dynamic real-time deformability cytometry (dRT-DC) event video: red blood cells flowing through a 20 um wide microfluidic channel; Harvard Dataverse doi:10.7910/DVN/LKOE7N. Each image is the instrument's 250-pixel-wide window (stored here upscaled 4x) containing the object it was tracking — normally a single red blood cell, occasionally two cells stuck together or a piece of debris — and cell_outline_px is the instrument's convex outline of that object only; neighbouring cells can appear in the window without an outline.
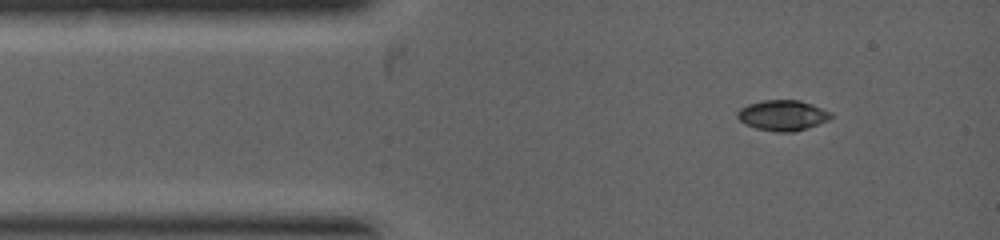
{"species": "common noctule bat (a hibernating species)", "species_latin": "Nyctalus noctula", "temperature_condition": "warm", "stored_images_in_passage": 10, "camera_frame_rate_fps": 5000, "um_per_image_px": 0.085, "animal": {"sex": "female", "body_mass_g": 19.0, "forearm_length_mm": 53.3}, "frame": {"image": 1, "passage_image": 1, "time_ms": 0.0, "image_size_px": [1000, 240], "cell_outline_px": [[832, 116], [828, 120], [792, 132], [776, 132], [756, 128], [744, 124], [736, 116], [736, 112], [740, 108], [748, 104], [764, 100], [800, 100], [812, 104], [832, 112]], "centroid_in_image_um": [66.49, 9.79], "position_along_channel_um": 18.5, "area_um2": 16.53}}
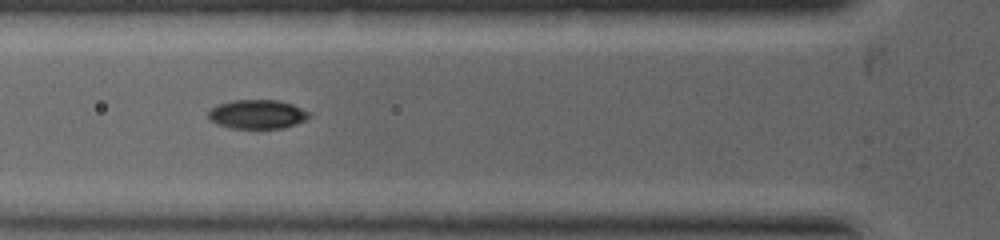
{"frame": {"image": 2, "passage_image": 6, "time_ms": 1.8, "image_size_px": [1000, 240], "cell_outline_px": [[312, 116], [296, 124], [284, 128], [232, 128], [216, 124], [208, 116], [208, 112], [216, 104], [232, 100], [276, 100], [292, 104], [308, 112]], "centroid_in_image_um": [21.85, 9.71], "position_along_channel_um": 103.9, "area_um2": 16.99}}
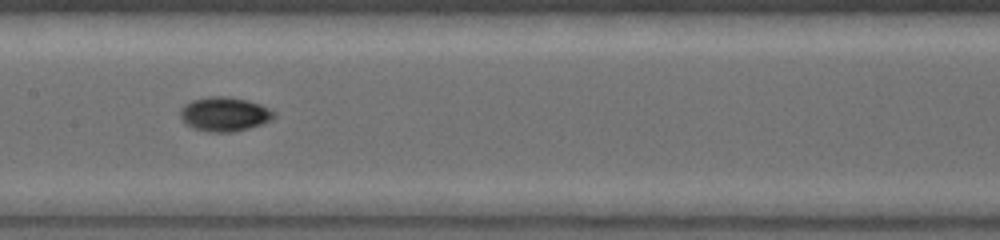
{"frame": {"image": 3, "passage_image": 9, "time_ms": 3.0, "image_size_px": [1000, 240], "cell_outline_px": [[276, 116], [272, 120], [248, 128], [232, 132], [212, 132], [192, 128], [184, 124], [180, 116], [180, 108], [184, 104], [192, 100], [208, 96], [228, 96], [248, 100], [260, 104], [276, 112]], "centroid_in_image_um": [19.06, 9.69], "position_along_channel_um": 188.3, "area_um2": 18.9}}